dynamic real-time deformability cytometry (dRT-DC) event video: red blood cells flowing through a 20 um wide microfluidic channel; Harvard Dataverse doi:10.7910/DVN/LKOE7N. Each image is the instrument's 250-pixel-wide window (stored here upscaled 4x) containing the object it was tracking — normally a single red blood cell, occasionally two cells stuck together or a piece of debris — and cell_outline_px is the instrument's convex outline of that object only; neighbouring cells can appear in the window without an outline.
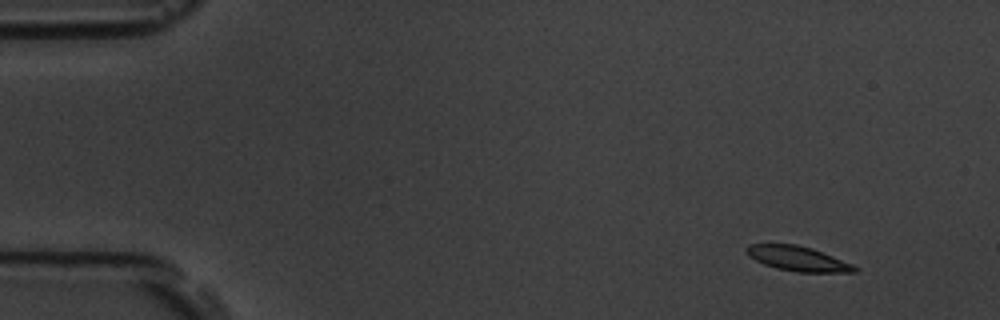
{"species": "common noctule bat (a hibernating species)", "species_latin": "Nyctalus noctula", "temperature_condition": "room temperature", "stored_images_in_passage": 5, "camera_frame_rate_fps": 3000, "um_per_image_px": 0.085, "animal": {"sex": "male", "body_mass_g": 19.5, "forearm_length_mm": 54.6}, "frame": {"image": 1, "passage_image": 1, "time_ms": 0.0, "image_size_px": [1000, 320], "cell_outline_px": [[860, 268], [856, 272], [796, 272], [776, 268], [764, 264], [748, 256], [744, 252], [744, 248], [748, 244], [796, 244], [812, 248], [852, 264]], "centroid_in_image_um": [67.78, 21.98], "position_along_channel_um": 17.2, "area_um2": 15.66}}
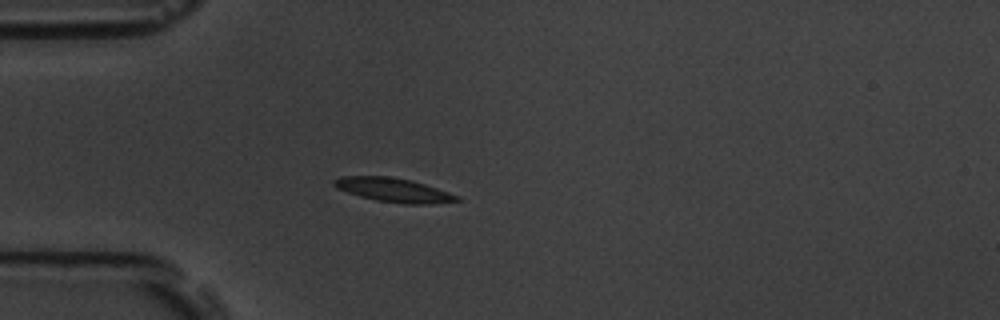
{"frame": {"image": 2, "passage_image": 4, "time_ms": 3.667, "image_size_px": [1000, 320], "cell_outline_px": [[460, 200], [432, 204], [404, 204], [376, 200], [360, 196], [336, 188], [332, 184], [332, 180], [344, 176], [388, 176], [412, 180], [460, 196]], "centroid_in_image_um": [33.44, 16.15], "position_along_channel_um": 51.6, "area_um2": 17.11}}